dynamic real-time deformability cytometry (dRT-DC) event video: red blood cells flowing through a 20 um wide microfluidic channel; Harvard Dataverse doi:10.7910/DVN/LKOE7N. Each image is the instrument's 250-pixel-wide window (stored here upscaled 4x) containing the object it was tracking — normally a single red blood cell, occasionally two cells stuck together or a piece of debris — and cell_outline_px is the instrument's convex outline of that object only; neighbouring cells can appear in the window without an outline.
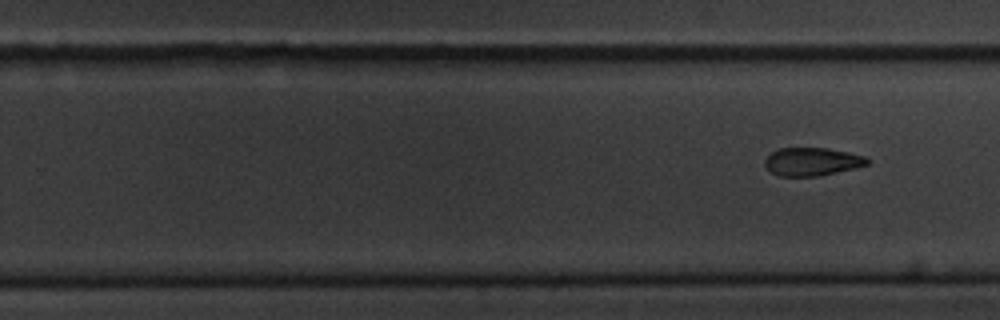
{"species": "common noctule bat (a hibernating species)", "species_latin": "Nyctalus noctula", "temperature_condition": "cold", "stored_images_in_passage": 10, "segment_of_instrument_passage": [2, 2], "camera_frame_rate_fps": 3000, "um_per_image_px": 0.085, "animal": {"sex": "male", "body_mass_g": 20.1, "forearm_length_mm": 53.5}, "frame": {"image": 1, "passage_image": 10, "time_ms": 11.667, "image_size_px": [1000, 320], "cell_outline_px": [[868, 164], [856, 168], [820, 176], [780, 176], [772, 172], [764, 164], [764, 160], [772, 152], [780, 148], [828, 148], [848, 152], [864, 156], [868, 160]], "centroid_in_image_um": [69.03, 13.74], "position_along_channel_um": 260.8, "area_um2": 16.7}}